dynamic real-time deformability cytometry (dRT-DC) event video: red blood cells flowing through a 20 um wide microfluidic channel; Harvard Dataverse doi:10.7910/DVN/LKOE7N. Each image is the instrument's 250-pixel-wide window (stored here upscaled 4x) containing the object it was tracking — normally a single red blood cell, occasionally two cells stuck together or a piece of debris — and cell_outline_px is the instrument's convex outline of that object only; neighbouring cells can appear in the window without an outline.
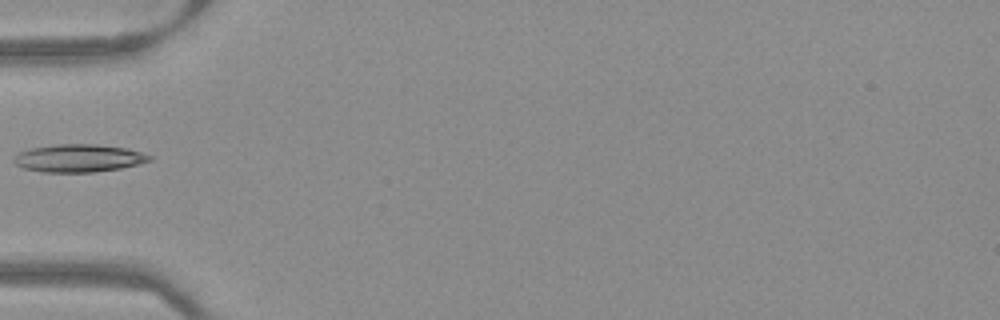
{"species": "Egyptian fruit bat (a non-hibernating species)", "species_latin": "Rousettus aegyptiacus", "temperature_condition": "warm", "stored_images_in_passage": 34, "camera_frame_rate_fps": 3000, "um_per_image_px": 0.085, "frame": {"image": 1, "passage_image": 1, "time_ms": 0.0, "image_size_px": [1000, 320], "cell_outline_px": [[156, 156], [152, 160], [140, 164], [120, 168], [96, 172], [44, 172], [24, 168], [16, 164], [12, 160], [20, 152], [32, 148], [56, 144], [96, 144], [128, 148]], "centroid_in_image_um": [6.78, 13.44], "position_along_channel_um": 78.2, "area_um2": 22.08}}
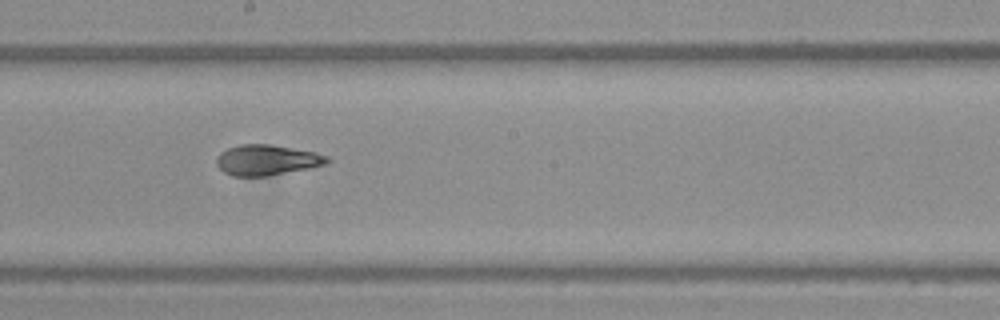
{"frame": {"image": 2, "passage_image": 12, "time_ms": 3.667, "image_size_px": [1000, 320], "cell_outline_px": [[332, 160], [328, 164], [308, 168], [264, 176], [232, 176], [224, 172], [216, 164], [216, 160], [220, 152], [228, 148], [240, 144], [268, 144], [316, 152], [328, 156]], "centroid_in_image_um": [22.69, 13.59], "position_along_channel_um": 225.5, "area_um2": 19.59}}
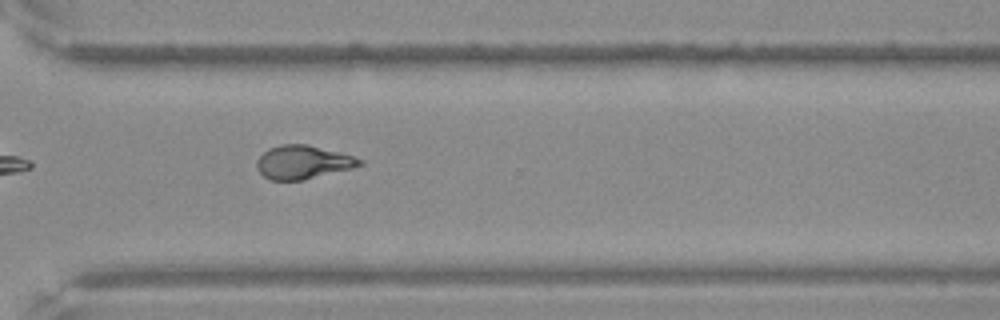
{"frame": {"image": 3, "passage_image": 21, "time_ms": 6.667, "image_size_px": [1000, 320], "cell_outline_px": [[364, 164], [352, 168], [304, 180], [268, 180], [256, 168], [256, 160], [268, 148], [280, 144], [308, 144], [352, 156], [364, 160]], "centroid_in_image_um": [25.72, 13.79], "position_along_channel_um": 344.9, "area_um2": 20.11}}